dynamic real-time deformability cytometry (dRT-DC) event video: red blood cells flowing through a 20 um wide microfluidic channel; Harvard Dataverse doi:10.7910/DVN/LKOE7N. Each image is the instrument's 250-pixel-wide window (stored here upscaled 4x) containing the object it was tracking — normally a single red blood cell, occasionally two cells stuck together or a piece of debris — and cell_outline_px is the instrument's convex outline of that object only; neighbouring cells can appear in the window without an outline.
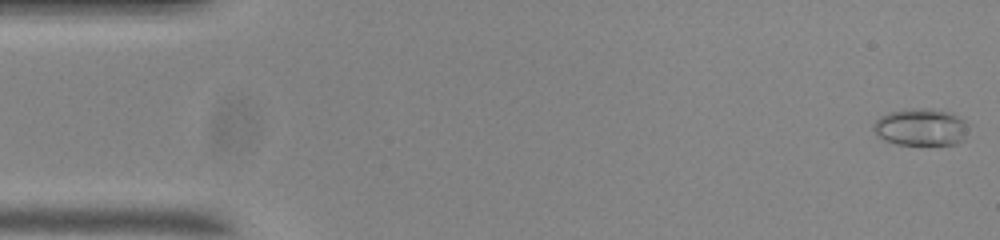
{"species": "common noctule bat (a hibernating species)", "species_latin": "Nyctalus noctula", "temperature_condition": "room temperature", "stored_images_in_passage": 55, "camera_frame_rate_fps": 3000, "um_per_image_px": 0.085, "animal": {"sex": "male", "body_mass_g": 20.0, "forearm_length_mm": 53.3}, "frame": {"image": 1, "passage_image": 1, "time_ms": 0.0, "image_size_px": [1000, 240], "cell_outline_px": [[972, 124], [964, 140], [956, 144], [896, 144], [884, 140], [872, 128], [872, 124], [880, 116], [892, 112], [912, 108], [932, 108], [952, 112]], "centroid_in_image_um": [78.36, 10.79], "position_along_channel_um": 6.6, "area_um2": 20.92}}
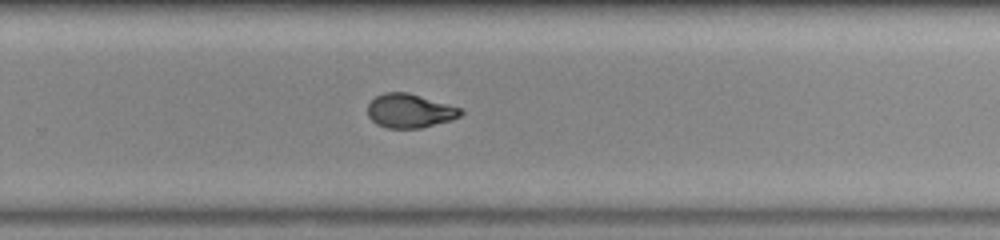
{"frame": {"image": 2, "passage_image": 35, "time_ms": 11.333, "image_size_px": [1000, 240], "cell_outline_px": [[464, 112], [460, 116], [452, 120], [420, 128], [388, 128], [376, 124], [368, 116], [368, 104], [376, 96], [384, 92], [408, 92], [464, 108]], "centroid_in_image_um": [34.86, 9.41], "position_along_channel_um": 294.9, "area_um2": 18.61}}
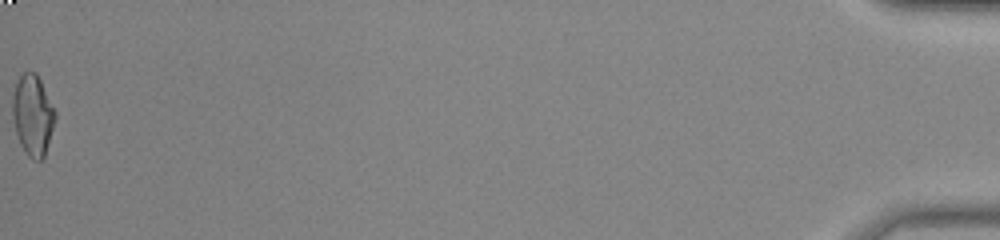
{"frame": {"image": 3, "passage_image": 55, "time_ms": 18.0, "image_size_px": [1000, 240], "cell_outline_px": [[56, 116], [44, 156], [40, 160], [32, 160], [24, 152], [20, 144], [16, 132], [12, 116], [12, 96], [16, 80], [24, 72], [36, 72], [56, 112]], "centroid_in_image_um": [2.76, 9.78], "position_along_channel_um": 432.4, "area_um2": 20.0}, "authors_computed_cell_mechanics": {"area_um2": 18.8428, "velocity_mm_per_s": 3.7129, "shape_relaxation_time_tau1_ms": 8.5601, "shape_relaxation_time_tau2_ms": 1.2516, "deformation_change_tau1": 0.2309, "deformation_change_tau2": 0.0598}}